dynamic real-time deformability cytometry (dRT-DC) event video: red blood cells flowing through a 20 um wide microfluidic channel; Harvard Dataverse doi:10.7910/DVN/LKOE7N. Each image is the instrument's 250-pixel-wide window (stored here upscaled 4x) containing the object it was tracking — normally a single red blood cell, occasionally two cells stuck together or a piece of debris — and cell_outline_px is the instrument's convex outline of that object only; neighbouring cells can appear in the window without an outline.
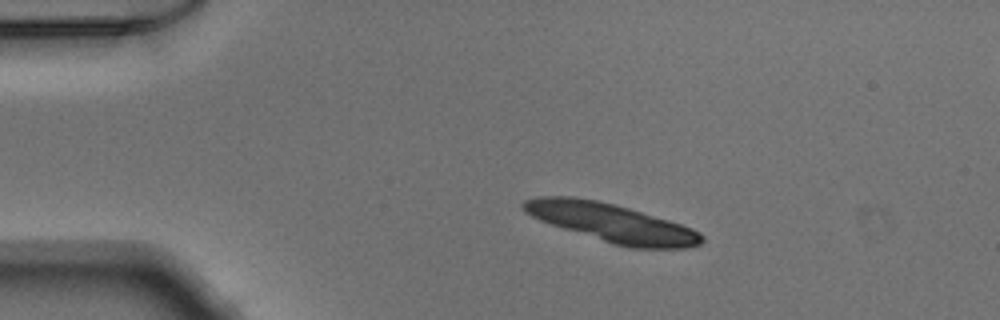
{"species": "Egyptian fruit bat (a non-hibernating species)", "species_latin": "Rousettus aegyptiacus", "temperature_condition": "warm", "stored_images_in_passage": 43, "segment_of_instrument_passage": [1, 2], "camera_frame_rate_fps": 3000, "um_per_image_px": 0.085, "animal": {"sex": "male"}, "frame": {"image": 1, "passage_image": 1, "time_ms": 0.0, "image_size_px": [1000, 320], "cell_outline_px": [[704, 240], [700, 244], [684, 248], [628, 248], [612, 244], [540, 220], [524, 212], [520, 208], [520, 204], [524, 200], [540, 196], [572, 196], [596, 200], [616, 204], [668, 220], [692, 228], [700, 232], [704, 236]], "centroid_in_image_um": [51.97, 18.93], "position_along_channel_um": 33.0, "area_um2": 39.82}}